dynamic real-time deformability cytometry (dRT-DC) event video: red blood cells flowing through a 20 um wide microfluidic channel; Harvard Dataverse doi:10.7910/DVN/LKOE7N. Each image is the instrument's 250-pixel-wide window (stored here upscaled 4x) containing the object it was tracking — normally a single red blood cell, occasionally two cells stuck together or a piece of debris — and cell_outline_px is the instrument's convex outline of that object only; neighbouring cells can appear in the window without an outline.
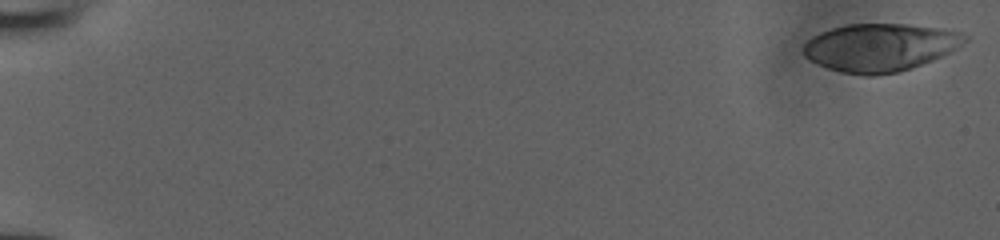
{"species": "human", "species_latin": "Homo sapiens", "temperature_condition": "room temperature", "stored_images_in_passage": 18, "camera_frame_rate_fps": 3000, "um_per_image_px": 0.085, "donor": {"sex": "male"}, "frame": {"image": 1, "passage_image": 1, "time_ms": 0.0, "image_size_px": [1000, 240], "cell_outline_px": [[968, 40], [956, 48], [932, 60], [912, 68], [896, 72], [872, 76], [864, 76], [840, 72], [828, 68], [804, 56], [804, 44], [812, 36], [820, 32], [832, 28], [848, 24], [908, 24], [944, 28], [960, 32], [968, 36]], "centroid_in_image_um": [74.82, 4.02], "position_along_channel_um": 10.2, "area_um2": 44.91}}
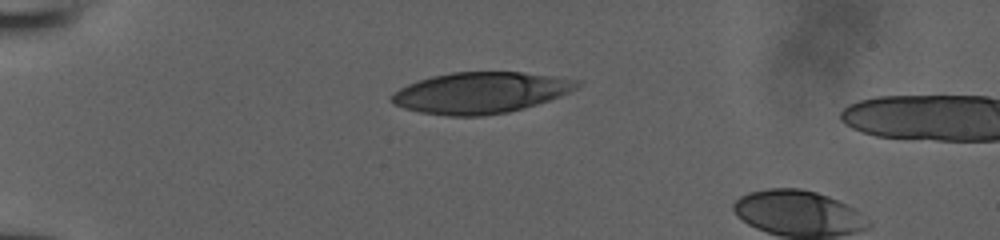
{"frame": {"image": 2, "passage_image": 15, "time_ms": 4.667, "image_size_px": [1000, 240], "cell_outline_px": [[584, 84], [560, 96], [536, 104], [508, 112], [480, 116], [448, 116], [420, 112], [404, 108], [392, 104], [392, 96], [400, 88], [408, 84], [432, 76], [452, 72], [520, 72], [584, 80]], "centroid_in_image_um": [40.88, 7.88], "position_along_channel_um": 44.1, "area_um2": 44.27}}